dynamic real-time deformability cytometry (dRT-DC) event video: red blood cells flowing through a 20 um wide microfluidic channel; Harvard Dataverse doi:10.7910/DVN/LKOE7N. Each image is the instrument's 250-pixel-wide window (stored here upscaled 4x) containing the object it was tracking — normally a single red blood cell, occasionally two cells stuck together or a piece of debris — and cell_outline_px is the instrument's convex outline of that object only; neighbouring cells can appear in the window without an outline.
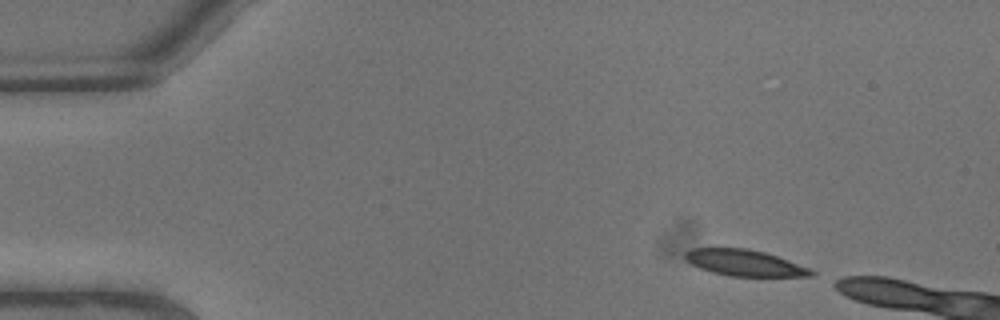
{"species": "common noctule bat (a hibernating species)", "species_latin": "Nyctalus noctula", "temperature_condition": "warm", "stored_images_in_passage": 5, "camera_frame_rate_fps": 3000, "um_per_image_px": 0.085, "animal": {"sex": "male", "body_mass_g": 13.3}, "frame": {"image": 1, "passage_image": 1, "time_ms": 0.0, "image_size_px": [1000, 320], "cell_outline_px": [[816, 272], [812, 276], [728, 276], [712, 272], [700, 268], [684, 260], [684, 252], [692, 248], [748, 248], [764, 252], [812, 268]], "centroid_in_image_um": [63.28, 22.34], "position_along_channel_um": 21.7, "area_um2": 19.36}}